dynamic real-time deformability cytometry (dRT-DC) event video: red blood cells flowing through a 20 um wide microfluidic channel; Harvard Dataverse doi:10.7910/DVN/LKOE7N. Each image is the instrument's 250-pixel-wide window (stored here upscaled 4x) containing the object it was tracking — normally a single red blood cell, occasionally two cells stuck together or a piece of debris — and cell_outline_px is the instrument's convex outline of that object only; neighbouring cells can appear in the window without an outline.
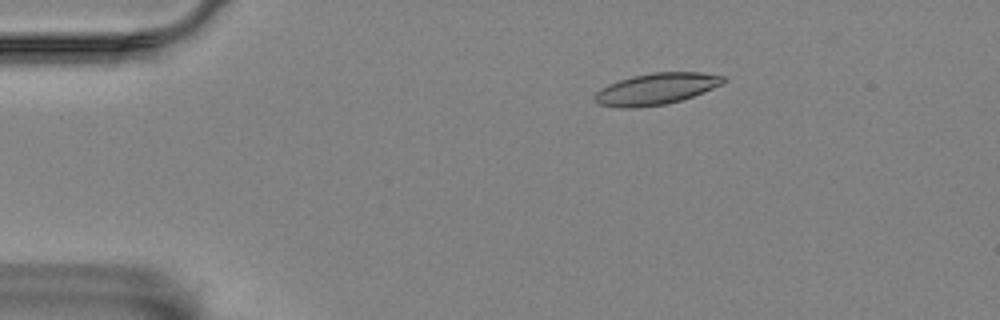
{"species": "Egyptian fruit bat (a non-hibernating species)", "species_latin": "Rousettus aegyptiacus", "temperature_condition": "room temperature", "stored_images_in_passage": 54, "camera_frame_rate_fps": 3000, "um_per_image_px": 0.085, "animal": {"sex": "female"}, "frame": {"image": 1, "passage_image": 7, "time_ms": 2.0, "image_size_px": [1000, 320], "cell_outline_px": [[728, 80], [724, 84], [704, 92], [668, 104], [636, 108], [620, 108], [600, 104], [592, 100], [592, 96], [600, 88], [608, 84], [632, 76], [652, 72], [700, 72], [724, 76]], "centroid_in_image_um": [55.77, 7.56], "position_along_channel_um": 29.2, "area_um2": 23.87}}
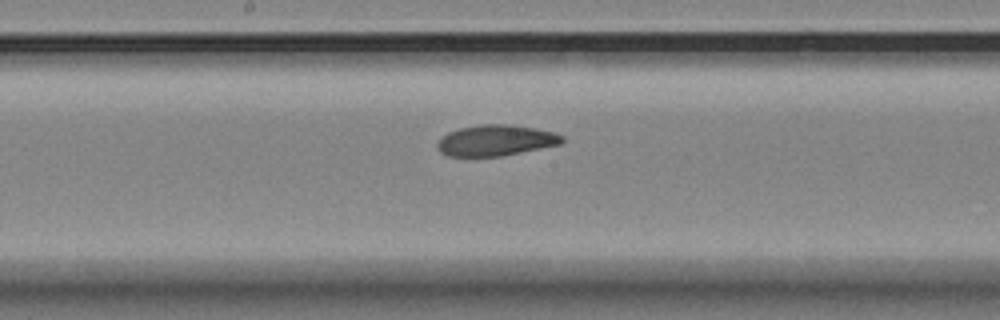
{"frame": {"image": 2, "passage_image": 27, "time_ms": 8.667, "image_size_px": [1000, 320], "cell_outline_px": [[564, 140], [560, 144], [500, 156], [448, 156], [440, 152], [436, 148], [436, 144], [440, 136], [448, 132], [460, 128], [480, 124], [512, 124], [556, 132], [564, 136]], "centroid_in_image_um": [42.11, 11.92], "position_along_channel_um": 206.1, "area_um2": 22.6}}
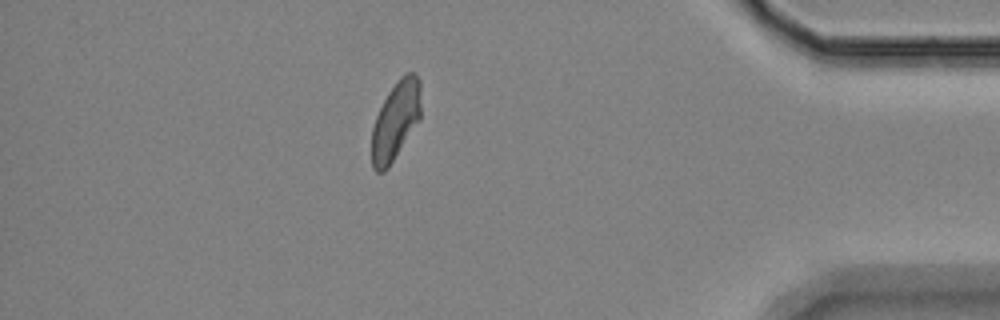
{"frame": {"image": 3, "passage_image": 47, "time_ms": 15.333, "image_size_px": [1000, 320], "cell_outline_px": [[420, 120], [388, 168], [384, 172], [376, 172], [372, 168], [372, 128], [376, 116], [388, 92], [400, 76], [404, 72], [412, 72], [420, 80]], "centroid_in_image_um": [33.63, 10.26], "position_along_channel_um": 401.6, "area_um2": 22.54}, "authors_computed_cell_mechanics": {"area_um2": 23.0333, "velocity_mm_per_s": 3.4926, "shape_relaxation_time_tau1_ms": 7.7482, "shape_relaxation_time_tau2_ms": 4.1906, "deformation_change_tau1": 0.1748, "deformation_change_tau2": 0.113}}